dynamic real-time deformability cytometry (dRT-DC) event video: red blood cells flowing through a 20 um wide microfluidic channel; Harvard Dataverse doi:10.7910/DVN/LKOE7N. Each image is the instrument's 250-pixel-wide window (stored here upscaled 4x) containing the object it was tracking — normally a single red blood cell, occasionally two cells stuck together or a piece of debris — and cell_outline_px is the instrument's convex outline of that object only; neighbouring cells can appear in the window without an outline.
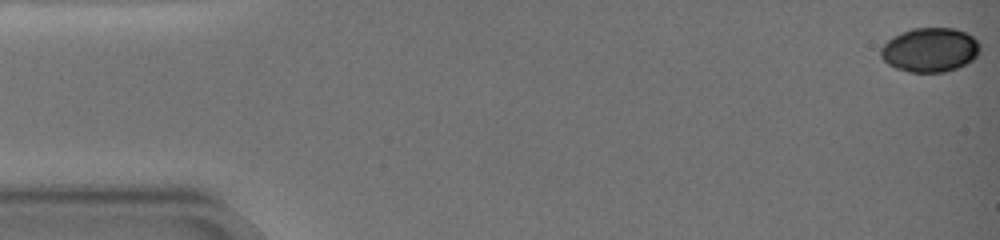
{"species": "common noctule bat (a hibernating species)", "species_latin": "Nyctalus noctula", "temperature_condition": "warm", "stored_images_in_passage": 25, "camera_frame_rate_fps": 3000, "um_per_image_px": 0.085, "animal": {"sex": "female", "body_mass_g": 19.0, "forearm_length_mm": 51.5}, "frame": {"image": 1, "passage_image": 1, "time_ms": 0.0, "image_size_px": [1000, 240], "cell_outline_px": [[980, 52], [972, 60], [956, 68], [944, 72], [908, 72], [896, 68], [888, 64], [880, 56], [880, 48], [892, 36], [912, 28], [956, 28], [972, 36], [980, 44]], "centroid_in_image_um": [79.03, 4.23], "position_along_channel_um": 6.0, "area_um2": 25.61}}
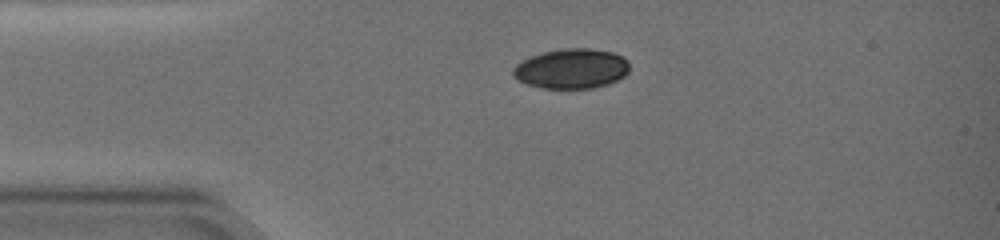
{"frame": {"image": 2, "passage_image": 19, "time_ms": 4.667, "image_size_px": [1000, 240], "cell_outline_px": [[628, 72], [624, 76], [608, 84], [592, 88], [544, 88], [528, 84], [516, 80], [512, 76], [512, 68], [520, 60], [544, 52], [560, 48], [592, 48], [612, 52], [624, 56], [628, 60]], "centroid_in_image_um": [48.56, 5.82], "position_along_channel_um": 36.4, "area_um2": 27.28}}
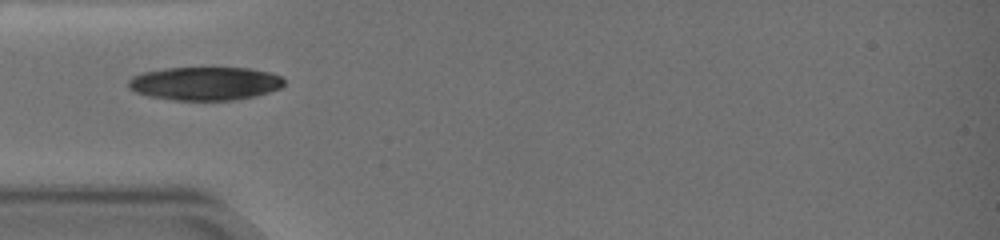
{"frame": {"image": 3, "passage_image": 24, "time_ms": 6.667, "image_size_px": [1000, 240], "cell_outline_px": [[284, 84], [280, 88], [256, 96], [232, 100], [176, 100], [148, 96], [136, 92], [128, 88], [128, 80], [132, 76], [144, 72], [164, 68], [248, 68], [268, 72], [280, 76], [284, 80]], "centroid_in_image_um": [17.4, 7.1], "position_along_channel_um": 67.6, "area_um2": 30.23}}